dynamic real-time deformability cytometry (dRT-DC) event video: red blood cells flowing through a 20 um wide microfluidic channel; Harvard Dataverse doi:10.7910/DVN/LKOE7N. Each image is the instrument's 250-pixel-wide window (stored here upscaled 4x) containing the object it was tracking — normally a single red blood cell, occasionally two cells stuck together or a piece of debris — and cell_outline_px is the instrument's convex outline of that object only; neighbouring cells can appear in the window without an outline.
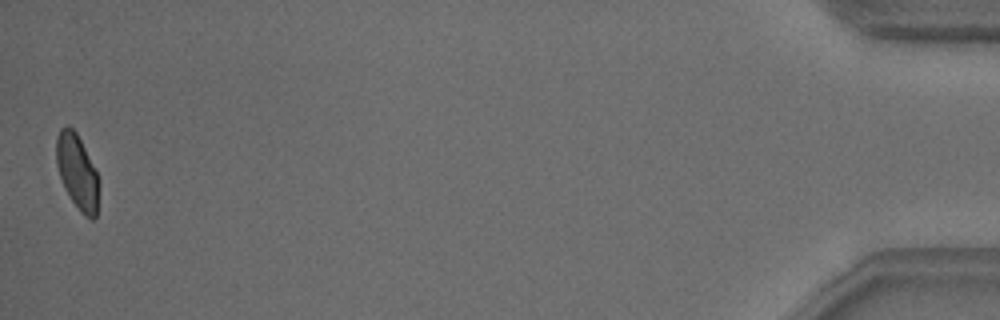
{"species": "common noctule bat (a hibernating species)", "species_latin": "Nyctalus noctula", "temperature_condition": "warm", "stored_images_in_passage": 40, "camera_frame_rate_fps": 3000, "um_per_image_px": 0.085, "animal": {"sex": "male", "body_mass_g": 18.8}, "frame": {"image": 1, "passage_image": 40, "time_ms": 13.0, "image_size_px": [1000, 320], "cell_outline_px": [[96, 216], [92, 220], [84, 216], [80, 212], [64, 188], [56, 164], [56, 136], [60, 128], [68, 124], [76, 132], [96, 172]], "centroid_in_image_um": [6.5, 14.56], "position_along_channel_um": 428.7, "area_um2": 17.92}, "authors_computed_cell_mechanics": {"area_um2": 19.8254, "velocity_mm_per_s": 3.8004, "shape_relaxation_time_tau1_ms": 7.9808, "shape_relaxation_time_tau2_ms": null, "deformation_change_tau1": 0.1522, "deformation_change_tau2": null}}